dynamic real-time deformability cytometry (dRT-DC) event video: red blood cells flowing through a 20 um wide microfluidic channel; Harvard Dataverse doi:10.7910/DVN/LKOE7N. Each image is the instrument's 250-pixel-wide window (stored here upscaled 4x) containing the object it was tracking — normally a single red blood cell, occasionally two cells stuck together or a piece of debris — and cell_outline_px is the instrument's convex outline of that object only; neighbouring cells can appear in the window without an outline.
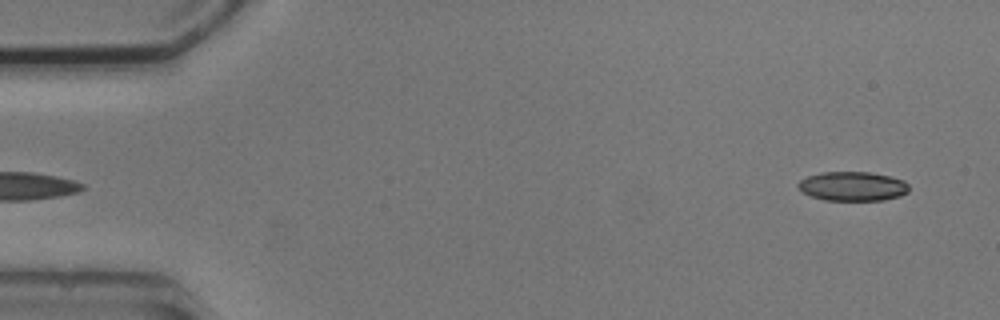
{"species": "common noctule bat (a hibernating species)", "species_latin": "Nyctalus noctula", "temperature_condition": "cold", "stored_images_in_passage": 4, "segment_of_instrument_passage": [2, 2], "camera_frame_rate_fps": 3000, "um_per_image_px": 0.085, "animal": {"sex": "male", "body_mass_g": 20.5, "forearm_length_mm": 52.5}, "frame": {"image": 1, "passage_image": 4, "time_ms": 3.333, "image_size_px": [1000, 320], "cell_outline_px": [[908, 192], [900, 196], [884, 200], [824, 200], [812, 196], [804, 192], [796, 184], [800, 180], [808, 176], [820, 172], [872, 172], [904, 180], [908, 184]], "centroid_in_image_um": [72.49, 15.83], "position_along_channel_um": 12.5, "area_um2": 18.84}}